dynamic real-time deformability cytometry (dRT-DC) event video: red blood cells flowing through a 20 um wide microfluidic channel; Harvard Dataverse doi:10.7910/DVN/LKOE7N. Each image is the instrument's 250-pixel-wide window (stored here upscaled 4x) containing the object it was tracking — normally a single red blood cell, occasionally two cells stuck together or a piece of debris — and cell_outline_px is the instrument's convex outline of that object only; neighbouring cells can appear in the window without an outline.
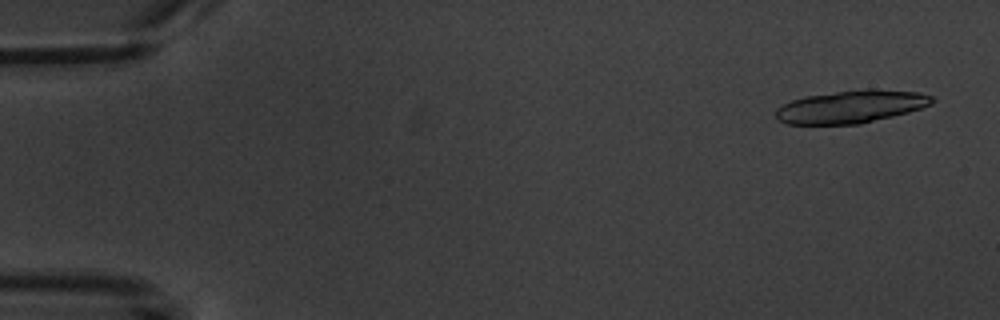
{"species": "common noctule bat (a hibernating species)", "species_latin": "Nyctalus noctula", "temperature_condition": "warm", "stored_images_in_passage": 5, "camera_frame_rate_fps": 3000, "um_per_image_px": 0.085, "animal": {"sex": "male", "body_mass_g": 20.1, "forearm_length_mm": 53.5}, "frame": {"image": 1, "passage_image": 1, "time_ms": 0.0, "image_size_px": [1000, 320], "cell_outline_px": [[936, 100], [932, 104], [908, 112], [860, 124], [788, 124], [776, 120], [776, 108], [792, 100], [804, 96], [868, 88], [876, 88], [920, 92], [932, 96]], "centroid_in_image_um": [72.36, 9.06], "position_along_channel_um": 12.6, "area_um2": 29.94}}